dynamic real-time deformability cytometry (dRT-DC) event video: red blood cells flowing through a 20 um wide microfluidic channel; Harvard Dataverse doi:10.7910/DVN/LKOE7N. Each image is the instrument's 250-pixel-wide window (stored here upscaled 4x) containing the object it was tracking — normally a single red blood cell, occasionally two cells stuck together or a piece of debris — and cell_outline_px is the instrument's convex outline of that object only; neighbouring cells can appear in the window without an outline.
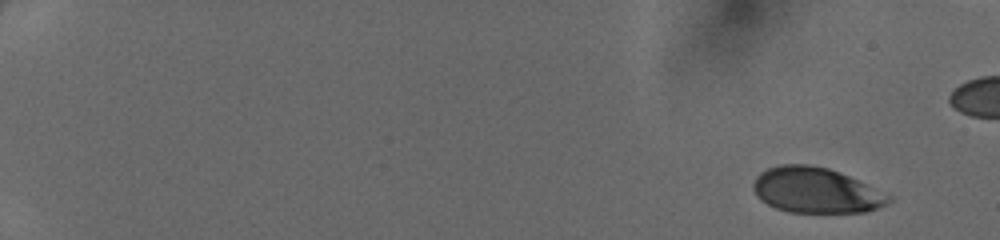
{"species": "human", "species_latin": "Homo sapiens", "temperature_condition": "cold", "stored_images_in_passage": 48, "camera_frame_rate_fps": 3000, "um_per_image_px": 0.085, "donor": {"sex": "female"}, "frame": {"image": 1, "passage_image": 1, "time_ms": 0.0, "image_size_px": [1000, 240], "cell_outline_px": [[892, 200], [888, 204], [864, 212], [788, 212], [776, 208], [760, 200], [756, 196], [752, 188], [752, 184], [756, 176], [760, 172], [768, 168], [780, 164], [808, 164], [828, 168], [840, 172], [892, 196]], "centroid_in_image_um": [69.32, 16.17], "position_along_channel_um": 15.7, "area_um2": 35.89}}
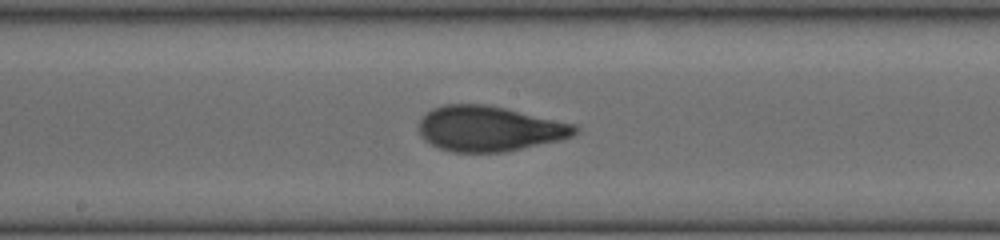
{"frame": {"image": 2, "passage_image": 27, "time_ms": 8.667, "image_size_px": [1000, 240], "cell_outline_px": [[580, 128], [572, 136], [560, 140], [504, 152], [452, 152], [440, 148], [424, 140], [420, 132], [420, 120], [432, 108], [444, 104], [484, 104], [504, 108], [576, 124]], "centroid_in_image_um": [41.6, 10.94], "position_along_channel_um": 206.6, "area_um2": 40.92}}
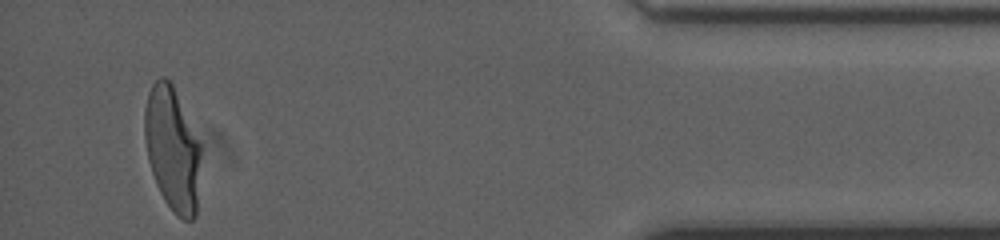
{"frame": {"image": 3, "passage_image": 45, "time_ms": 14.667, "image_size_px": [1000, 240], "cell_outline_px": [[200, 152], [196, 216], [192, 220], [184, 220], [164, 200], [156, 184], [148, 160], [144, 136], [144, 108], [148, 92], [152, 84], [160, 76], [164, 76], [172, 84], [200, 144]], "centroid_in_image_um": [14.62, 12.63], "position_along_channel_um": 420.6, "area_um2": 40.06}}